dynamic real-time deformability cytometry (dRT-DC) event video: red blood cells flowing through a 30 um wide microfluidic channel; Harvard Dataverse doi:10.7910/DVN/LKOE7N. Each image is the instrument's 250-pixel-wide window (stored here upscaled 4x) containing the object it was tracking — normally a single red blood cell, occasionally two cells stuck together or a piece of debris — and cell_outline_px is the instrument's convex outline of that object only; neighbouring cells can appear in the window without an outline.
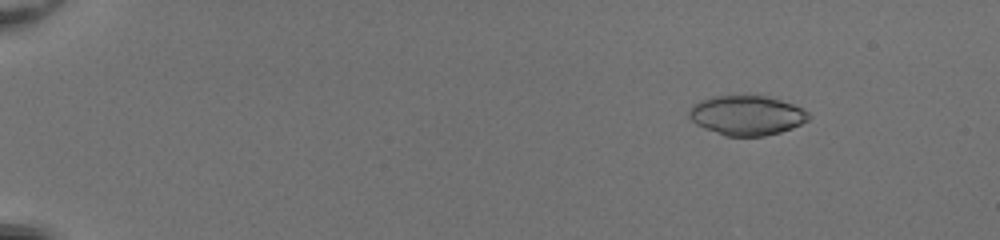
{"species": "common noctule bat (a hibernating species)", "species_latin": "Nyctalus noctula", "temperature_condition": "room temperature", "stored_images_in_passage": 52, "camera_frame_rate_fps": 3000, "um_per_image_px": 0.085, "animal": {"sex": "female", "body_mass_g": 20.0, "forearm_length_mm": 54.0}, "frame": {"image": 1, "passage_image": 7, "time_ms": 2.0, "image_size_px": [1000, 240], "cell_outline_px": [[812, 116], [808, 120], [792, 128], [780, 132], [764, 136], [724, 136], [704, 128], [696, 124], [688, 116], [688, 108], [692, 104], [700, 100], [712, 96], [748, 92], [780, 100], [792, 104], [808, 112]], "centroid_in_image_um": [63.42, 9.76], "position_along_channel_um": 21.6, "area_um2": 28.38}}
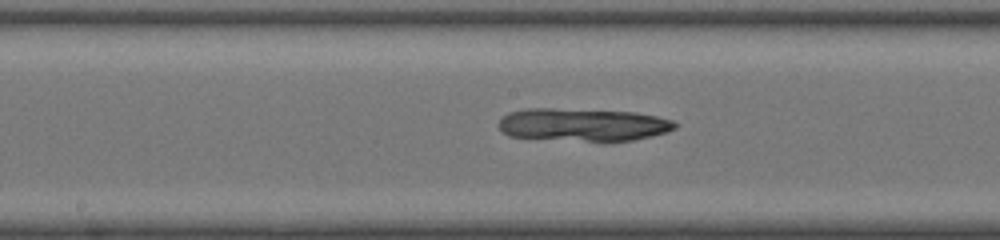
{"frame": {"image": 2, "passage_image": 30, "time_ms": 9.667, "image_size_px": [1000, 240], "cell_outline_px": [[680, 124], [676, 128], [668, 132], [652, 136], [632, 140], [604, 144], [508, 136], [500, 128], [500, 120], [508, 112], [524, 108], [552, 108], [636, 112], [656, 116], [672, 120]], "centroid_in_image_um": [49.6, 10.63], "position_along_channel_um": 198.6, "area_um2": 34.85}}
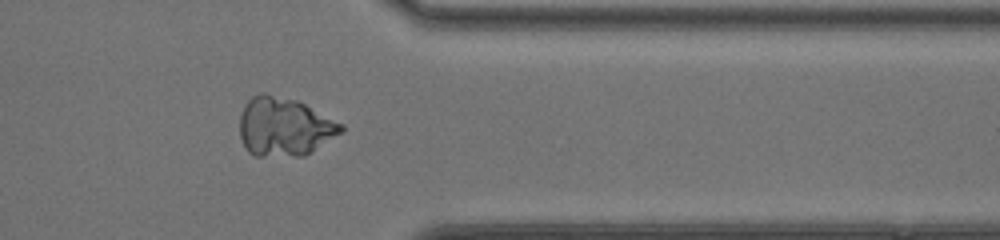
{"frame": {"image": 3, "passage_image": 44, "time_ms": 14.333, "image_size_px": [1000, 240], "cell_outline_px": [[344, 132], [304, 156], [252, 156], [248, 152], [240, 136], [240, 116], [244, 104], [252, 96], [260, 92], [264, 92], [296, 100], [344, 124]], "centroid_in_image_um": [24.17, 10.78], "position_along_channel_um": 387.2, "area_um2": 34.91}}